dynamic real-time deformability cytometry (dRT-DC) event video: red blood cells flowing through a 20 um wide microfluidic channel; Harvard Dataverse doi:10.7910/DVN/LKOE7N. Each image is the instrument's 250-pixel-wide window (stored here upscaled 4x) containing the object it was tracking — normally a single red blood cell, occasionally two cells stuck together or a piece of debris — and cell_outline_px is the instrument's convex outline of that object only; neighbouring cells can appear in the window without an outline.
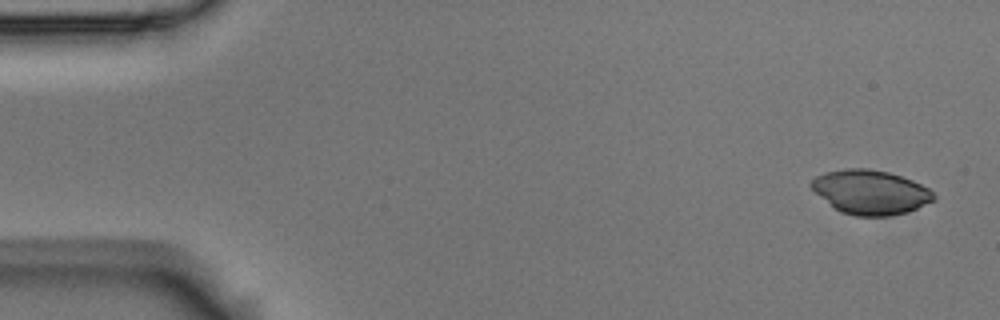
{"species": "Egyptian fruit bat (a non-hibernating species)", "species_latin": "Rousettus aegyptiacus", "temperature_condition": "room temperature", "stored_images_in_passage": 7, "camera_frame_rate_fps": 3000, "um_per_image_px": 0.085, "animal": {"sex": "male"}, "frame": {"image": 1, "passage_image": 1, "time_ms": 0.0, "image_size_px": [1000, 320], "cell_outline_px": [[936, 200], [916, 208], [892, 216], [856, 216], [840, 212], [816, 192], [808, 184], [816, 176], [824, 172], [844, 168], [868, 168], [888, 172], [912, 180], [928, 188], [936, 196]], "centroid_in_image_um": [73.99, 16.32], "position_along_channel_um": 11.0, "area_um2": 31.44}}
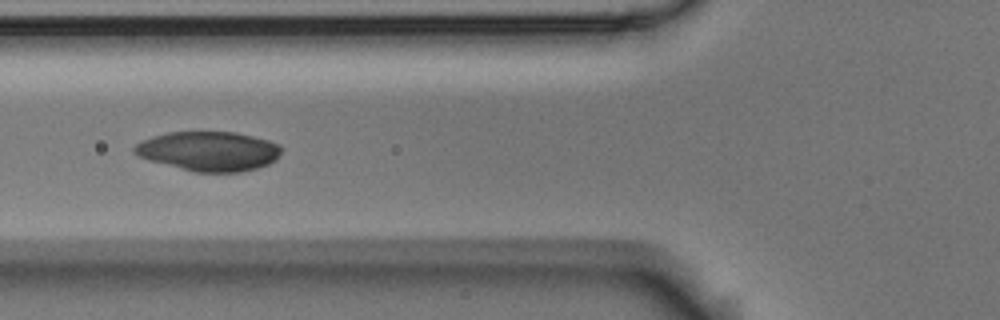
{"frame": {"image": 2, "passage_image": 6, "time_ms": 1.667, "image_size_px": [1000, 320], "cell_outline_px": [[284, 148], [276, 160], [268, 164], [256, 168], [240, 172], [196, 172], [148, 160], [136, 156], [132, 152], [132, 148], [140, 140], [152, 136], [168, 132], [236, 132], [268, 140], [280, 144]], "centroid_in_image_um": [17.73, 12.84], "position_along_channel_um": 108.1, "area_um2": 34.1}}
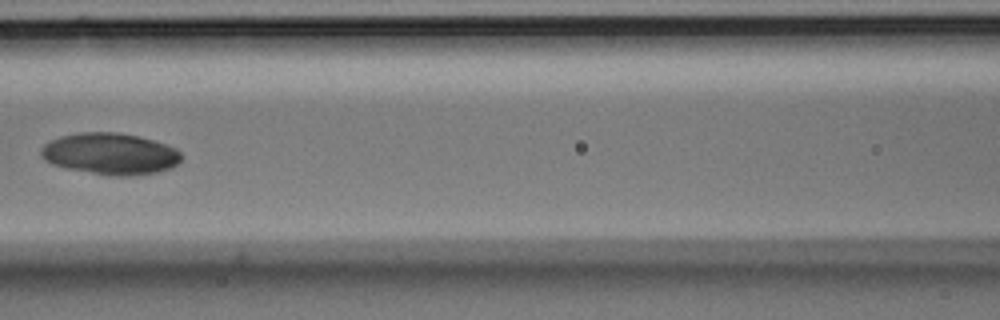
{"frame": {"image": 3, "passage_image": 7, "time_ms": 2.0, "image_size_px": [1000, 320], "cell_outline_px": [[184, 156], [172, 168], [156, 172], [128, 176], [108, 176], [64, 168], [52, 164], [44, 160], [40, 156], [40, 148], [44, 144], [60, 136], [80, 132], [120, 132], [152, 140], [176, 148]], "centroid_in_image_um": [9.34, 13.08], "position_along_channel_um": 157.3, "area_um2": 34.22}}